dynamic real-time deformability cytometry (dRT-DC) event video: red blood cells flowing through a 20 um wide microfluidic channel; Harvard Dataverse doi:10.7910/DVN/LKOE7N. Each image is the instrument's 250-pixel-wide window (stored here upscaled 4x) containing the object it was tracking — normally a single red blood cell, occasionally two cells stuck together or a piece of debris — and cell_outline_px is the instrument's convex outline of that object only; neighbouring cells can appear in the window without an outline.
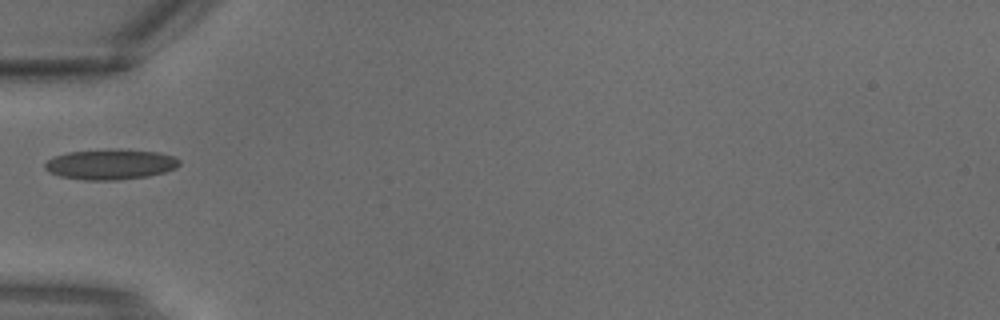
{"species": "common noctule bat (a hibernating species)", "species_latin": "Nyctalus noctula", "temperature_condition": "warm", "stored_images_in_passage": 1, "camera_frame_rate_fps": 3000, "um_per_image_px": 0.085, "animal": {"sex": "male", "body_mass_g": 18.8}, "frame": {"image": 1, "passage_image": 1, "time_ms": 0.0, "image_size_px": [1000, 320], "cell_outline_px": [[180, 164], [176, 168], [164, 172], [148, 176], [116, 180], [84, 180], [60, 176], [48, 172], [44, 168], [44, 164], [52, 156], [68, 152], [108, 148], [120, 148], [160, 152], [172, 156], [180, 160]], "centroid_in_image_um": [9.37, 13.95], "position_along_channel_um": 75.6, "area_um2": 24.22}}